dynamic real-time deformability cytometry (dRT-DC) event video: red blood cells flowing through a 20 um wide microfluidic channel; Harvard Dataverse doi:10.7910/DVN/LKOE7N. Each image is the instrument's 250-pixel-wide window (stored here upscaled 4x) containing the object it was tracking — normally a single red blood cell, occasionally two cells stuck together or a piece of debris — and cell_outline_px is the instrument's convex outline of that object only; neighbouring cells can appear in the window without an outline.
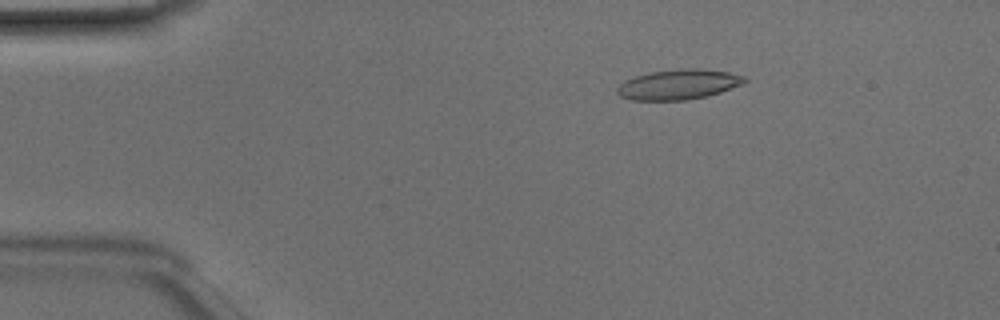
{"species": "Egyptian fruit bat (a non-hibernating species)", "species_latin": "Rousettus aegyptiacus", "temperature_condition": "room temperature", "stored_images_in_passage": 49, "camera_frame_rate_fps": 3000, "um_per_image_px": 0.085, "animal": {"sex": "male"}, "frame": {"image": 1, "passage_image": 8, "time_ms": 2.333, "image_size_px": [1000, 320], "cell_outline_px": [[748, 80], [744, 84], [708, 96], [688, 100], [632, 100], [620, 96], [616, 92], [616, 88], [624, 80], [648, 72], [688, 68], [700, 68], [728, 72], [744, 76]], "centroid_in_image_um": [57.68, 7.18], "position_along_channel_um": 27.3, "area_um2": 22.48}}
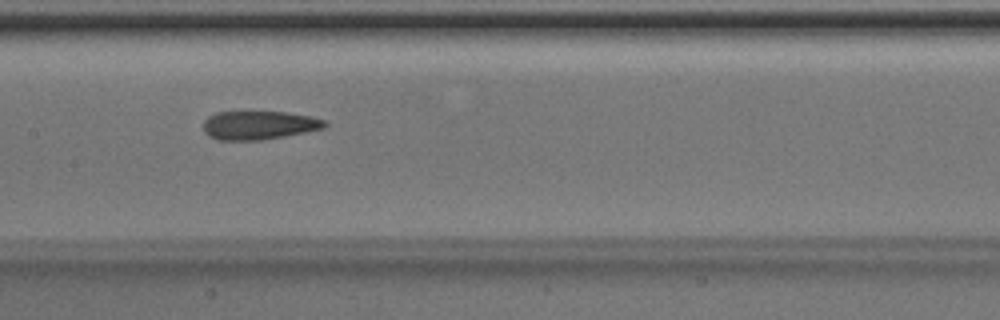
{"frame": {"image": 2, "passage_image": 24, "time_ms": 7.667, "image_size_px": [1000, 320], "cell_outline_px": [[328, 124], [324, 128], [284, 136], [260, 140], [216, 140], [208, 136], [204, 132], [204, 120], [208, 116], [216, 112], [284, 112], [308, 116], [324, 120]], "centroid_in_image_um": [21.96, 10.65], "position_along_channel_um": 185.4, "area_um2": 20.11}}
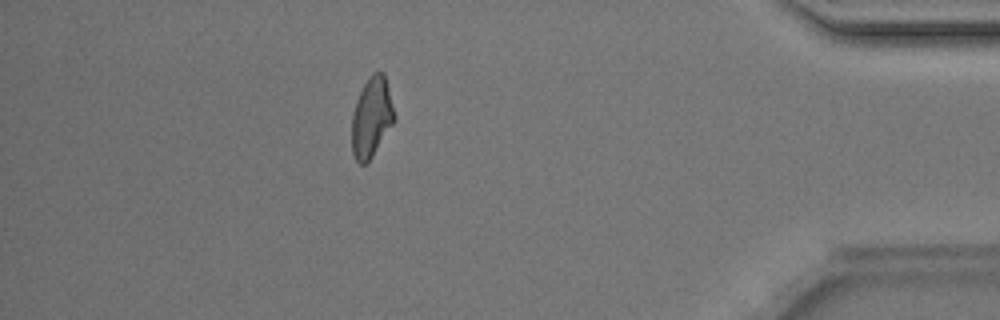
{"frame": {"image": 3, "passage_image": 43, "time_ms": 14.0, "image_size_px": [1000, 320], "cell_outline_px": [[396, 120], [372, 156], [364, 164], [360, 164], [356, 160], [352, 152], [352, 116], [356, 100], [364, 84], [372, 72], [384, 72], [396, 116]], "centroid_in_image_um": [31.6, 9.95], "position_along_channel_um": 403.6, "area_um2": 19.77}, "authors_computed_cell_mechanics": {"area_um2": 20.8658, "velocity_mm_per_s": 4.1308, "shape_relaxation_time_tau1_ms": null, "shape_relaxation_time_tau2_ms": 2.522, "deformation_change_tau1": null, "deformation_change_tau2": 0.1184}}